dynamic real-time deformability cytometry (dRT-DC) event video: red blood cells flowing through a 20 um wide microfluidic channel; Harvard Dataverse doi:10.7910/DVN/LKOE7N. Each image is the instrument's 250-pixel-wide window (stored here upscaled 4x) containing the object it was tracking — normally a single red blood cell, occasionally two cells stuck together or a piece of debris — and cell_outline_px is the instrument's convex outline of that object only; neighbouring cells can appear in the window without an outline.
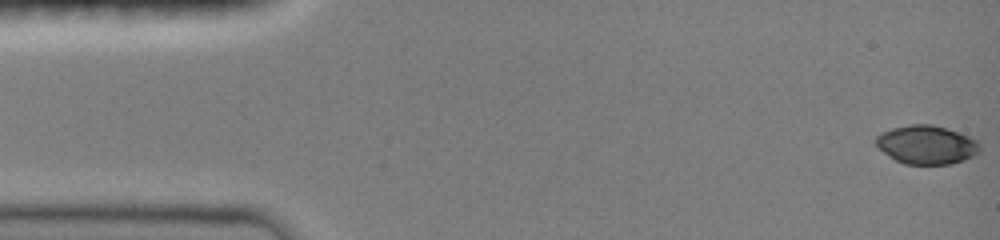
{"species": "common noctule bat (a hibernating species)", "species_latin": "Nyctalus noctula", "temperature_condition": "room temperature", "stored_images_in_passage": 47, "camera_frame_rate_fps": 3000, "um_per_image_px": 0.085, "animal": {"sex": "female", "body_mass_g": 19.0, "forearm_length_mm": 51.5}, "frame": {"image": 1, "passage_image": 1, "time_ms": 0.0, "image_size_px": [1000, 240], "cell_outline_px": [[980, 152], [976, 156], [964, 160], [948, 164], [904, 164], [896, 160], [884, 152], [876, 144], [876, 136], [880, 132], [892, 128], [908, 124], [932, 124], [968, 136], [976, 140], [980, 144]], "centroid_in_image_um": [78.77, 12.3], "position_along_channel_um": 6.2, "area_um2": 23.35}}
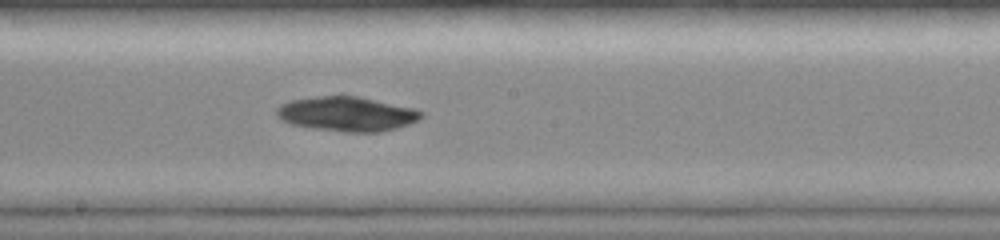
{"frame": {"image": 2, "passage_image": 26, "time_ms": 8.333, "image_size_px": [1000, 240], "cell_outline_px": [[424, 116], [420, 120], [396, 128], [376, 132], [344, 132], [312, 128], [292, 124], [280, 120], [276, 116], [276, 108], [280, 104], [288, 100], [340, 92], [416, 108], [424, 112]], "centroid_in_image_um": [29.47, 9.64], "position_along_channel_um": 218.7, "area_um2": 30.17}}
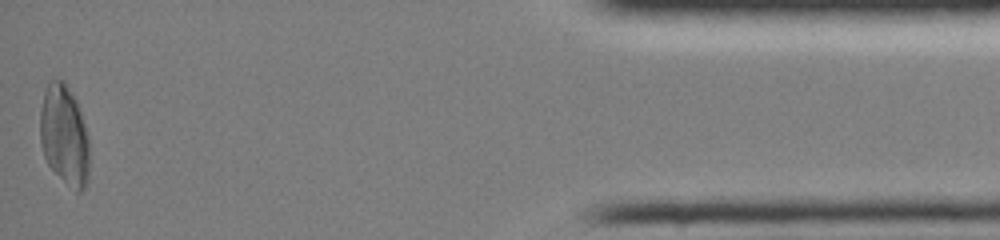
{"frame": {"image": 3, "passage_image": 47, "time_ms": 15.333, "image_size_px": [1000, 240], "cell_outline_px": [[88, 180], [84, 188], [80, 192], [76, 192], [48, 164], [44, 156], [40, 140], [40, 112], [44, 92], [48, 80], [64, 80], [76, 100], [88, 136]], "centroid_in_image_um": [5.46, 11.47], "position_along_channel_um": 429.7, "area_um2": 28.55}}